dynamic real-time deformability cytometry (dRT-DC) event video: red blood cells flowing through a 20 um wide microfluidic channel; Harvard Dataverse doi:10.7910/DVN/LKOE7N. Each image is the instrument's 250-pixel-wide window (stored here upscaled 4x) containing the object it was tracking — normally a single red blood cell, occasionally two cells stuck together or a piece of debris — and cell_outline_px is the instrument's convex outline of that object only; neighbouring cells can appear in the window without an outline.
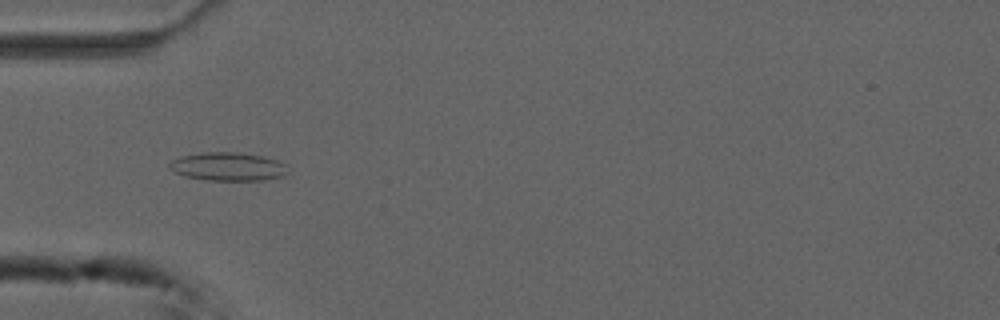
{"species": "common noctule bat (a hibernating species)", "species_latin": "Nyctalus noctula", "temperature_condition": "cold", "stored_images_in_passage": 41, "camera_frame_rate_fps": 3000, "um_per_image_px": 0.085, "animal": {"sex": "male", "forearm_length_mm": 52.5}, "frame": {"image": 1, "passage_image": 4, "time_ms": 1.0, "image_size_px": [1000, 320], "cell_outline_px": [[288, 172], [284, 176], [264, 180], [208, 180], [184, 176], [176, 172], [168, 164], [172, 160], [180, 156], [200, 152], [240, 152], [264, 156], [288, 164]], "centroid_in_image_um": [19.43, 14.15], "position_along_channel_um": 65.6, "area_um2": 19.77}}
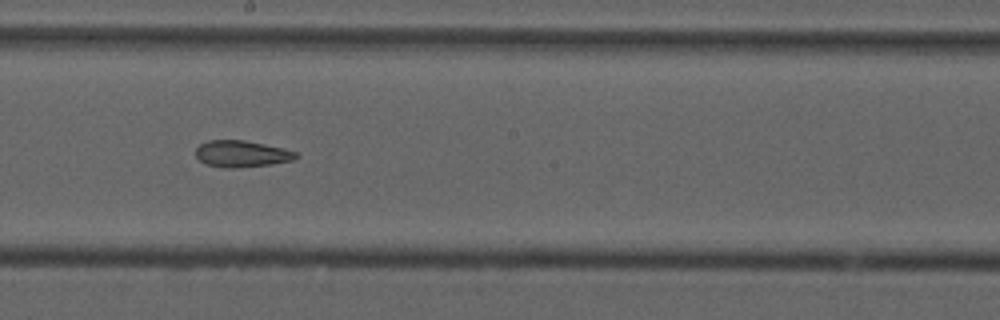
{"frame": {"image": 2, "passage_image": 17, "time_ms": 5.333, "image_size_px": [1000, 320], "cell_outline_px": [[300, 156], [292, 160], [272, 164], [232, 168], [224, 168], [204, 164], [196, 156], [196, 148], [200, 144], [208, 140], [244, 140], [264, 144], [296, 152]], "centroid_in_image_um": [20.51, 13.08], "position_along_channel_um": 227.7, "area_um2": 15.43}}
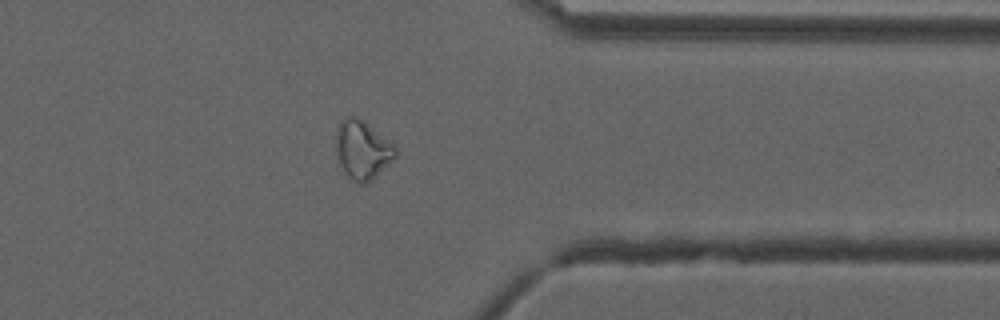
{"frame": {"image": 3, "passage_image": 30, "time_ms": 9.667, "image_size_px": [1000, 320], "cell_outline_px": [[396, 156], [392, 160], [364, 184], [360, 184], [352, 180], [344, 172], [340, 164], [336, 152], [336, 128], [340, 120], [348, 116], [356, 116], [364, 120], [396, 144]], "centroid_in_image_um": [30.79, 12.67], "position_along_channel_um": 380.6, "area_um2": 20.35}, "authors_computed_cell_mechanics": {"area_um2": 16.9932, "velocity_mm_per_s": 3.7538, "shape_relaxation_time_tau1_ms": null, "shape_relaxation_time_tau2_ms": 6.75, "deformation_change_tau1": null, "deformation_change_tau2": 0.1593}}